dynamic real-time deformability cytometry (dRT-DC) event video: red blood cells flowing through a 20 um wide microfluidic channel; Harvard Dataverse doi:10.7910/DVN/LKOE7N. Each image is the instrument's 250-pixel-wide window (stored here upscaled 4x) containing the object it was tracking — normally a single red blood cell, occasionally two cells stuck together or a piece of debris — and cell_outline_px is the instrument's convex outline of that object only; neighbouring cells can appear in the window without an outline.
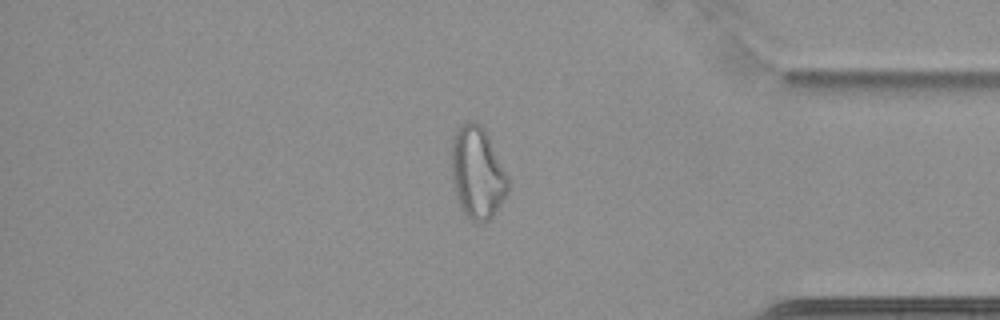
{"species": "common noctule bat (a hibernating species)", "species_latin": "Nyctalus noctula", "temperature_condition": "cold", "stored_images_in_passage": 63, "camera_frame_rate_fps": 3000, "um_per_image_px": 0.085, "animal": {"sex": "female", "body_mass_g": 22.7, "forearm_length_mm": 54.2}, "frame": {"image": 1, "passage_image": 54, "time_ms": 17.667, "image_size_px": [1000, 320], "cell_outline_px": [[508, 192], [492, 216], [488, 220], [472, 220], [460, 208], [456, 196], [452, 180], [452, 136], [456, 128], [460, 124], [468, 120], [472, 120], [480, 124], [484, 128], [508, 176]], "centroid_in_image_um": [40.55, 14.62], "position_along_channel_um": 394.6, "area_um2": 30.11}}